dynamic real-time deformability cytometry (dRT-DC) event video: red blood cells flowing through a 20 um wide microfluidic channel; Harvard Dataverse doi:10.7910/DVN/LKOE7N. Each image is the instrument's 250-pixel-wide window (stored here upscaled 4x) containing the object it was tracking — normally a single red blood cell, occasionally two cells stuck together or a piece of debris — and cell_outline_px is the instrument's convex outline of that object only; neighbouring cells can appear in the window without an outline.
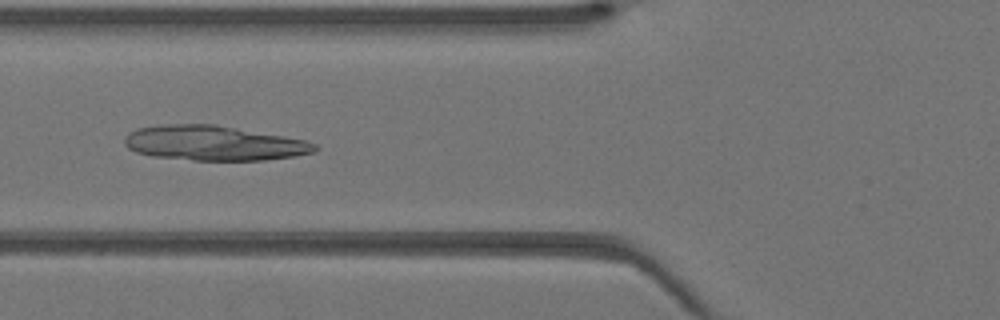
{"species": "Egyptian fruit bat (a non-hibernating species)", "species_latin": "Rousettus aegyptiacus", "temperature_condition": "warm", "stored_images_in_passage": 43, "camera_frame_rate_fps": 3000, "um_per_image_px": 0.085, "animal": {"sex": "female"}, "frame": {"image": 1, "passage_image": 17, "time_ms": 5.333, "image_size_px": [1000, 320], "cell_outline_px": [[320, 148], [312, 152], [296, 156], [264, 160], [192, 160], [152, 156], [136, 152], [128, 148], [124, 144], [124, 136], [128, 132], [136, 128], [164, 124], [216, 124], [284, 136], [304, 140], [316, 144]], "centroid_in_image_um": [18.14, 12.16], "position_along_channel_um": 107.7, "area_um2": 38.78}}
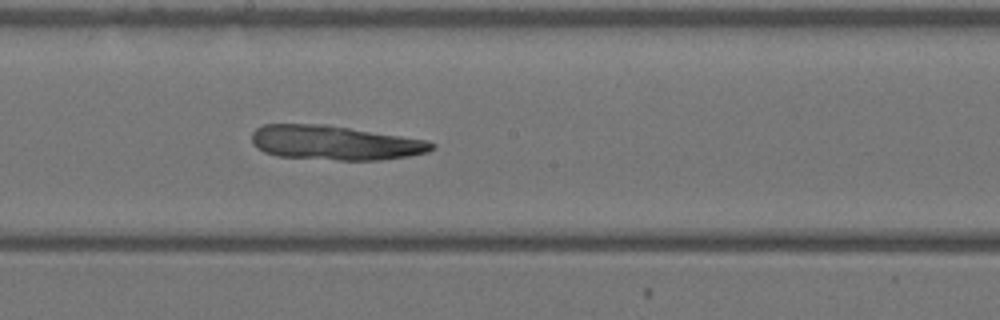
{"frame": {"image": 2, "passage_image": 24, "time_ms": 7.667, "image_size_px": [1000, 320], "cell_outline_px": [[436, 148], [428, 152], [408, 156], [380, 160], [340, 160], [276, 156], [264, 152], [252, 144], [252, 132], [256, 128], [264, 124], [328, 124], [428, 140], [436, 144]], "centroid_in_image_um": [28.48, 12.13], "position_along_channel_um": 219.7, "area_um2": 36.41}}
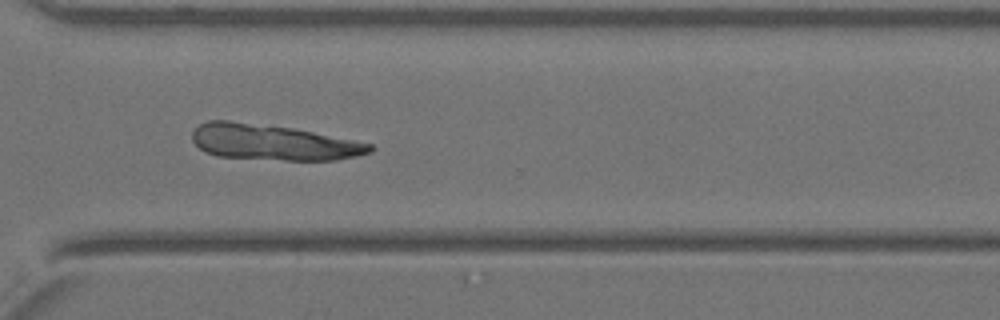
{"frame": {"image": 3, "passage_image": 32, "time_ms": 10.333, "image_size_px": [1000, 320], "cell_outline_px": [[376, 148], [372, 152], [356, 156], [336, 160], [284, 160], [216, 156], [204, 152], [192, 140], [192, 132], [200, 124], [208, 120], [228, 120], [292, 128], [372, 144]], "centroid_in_image_um": [23.19, 12.1], "position_along_channel_um": 347.4, "area_um2": 36.76}}